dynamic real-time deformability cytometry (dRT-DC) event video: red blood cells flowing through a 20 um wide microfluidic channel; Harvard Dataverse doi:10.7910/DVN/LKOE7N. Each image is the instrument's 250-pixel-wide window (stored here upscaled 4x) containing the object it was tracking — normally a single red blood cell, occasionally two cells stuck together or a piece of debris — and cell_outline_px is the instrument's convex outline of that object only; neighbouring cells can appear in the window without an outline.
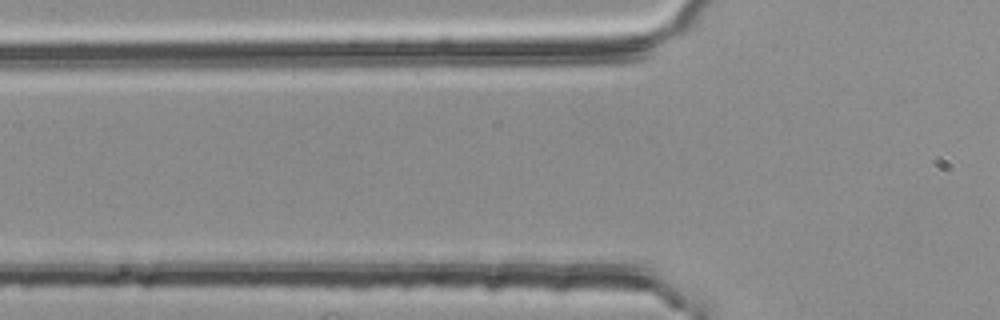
{"species": "common noctule bat (a hibernating species)", "species_latin": "Nyctalus noctula", "temperature_condition": "room temperature", "stored_images_in_passage": 3, "segment_of_instrument_passage": [2, 2], "camera_frame_rate_fps": 3000, "um_per_image_px": 0.085, "animal": {"sex": "female", "body_mass_g": 25.1}, "frame": {"image": 1, "passage_image": 3, "time_ms": 0.667, "image_size_px": [1000, 320], "cell_outline_px": [[672, 304], [564, 288], [560, 268], [572, 268], [648, 284], [656, 288], [668, 296], [672, 300]], "centroid_in_image_um": [51.93, 24.29], "position_along_channel_um": 73.9, "area_um2": 13.76}}